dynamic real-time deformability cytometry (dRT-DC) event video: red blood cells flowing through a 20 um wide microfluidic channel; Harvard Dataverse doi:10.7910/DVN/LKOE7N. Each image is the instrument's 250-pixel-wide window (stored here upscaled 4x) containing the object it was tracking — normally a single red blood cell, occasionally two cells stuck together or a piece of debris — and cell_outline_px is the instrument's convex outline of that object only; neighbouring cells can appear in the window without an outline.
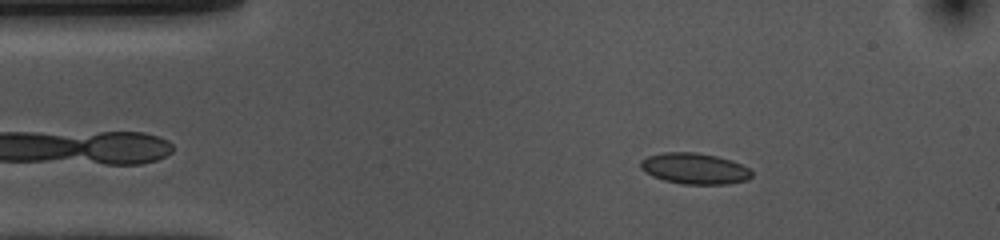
{"species": "common noctule bat (a hibernating species)", "species_latin": "Nyctalus noctula", "temperature_condition": "cold", "stored_images_in_passage": 54, "camera_frame_rate_fps": 3000, "um_per_image_px": 0.085, "animal": {"sex": "female", "body_mass_g": 10.0, "forearm_length_mm": 53.1}, "frame": {"image": 1, "passage_image": 7, "time_ms": 2.0, "image_size_px": [1000, 240], "cell_outline_px": [[752, 176], [748, 180], [728, 184], [684, 184], [664, 180], [652, 176], [644, 172], [640, 168], [640, 160], [648, 156], [664, 152], [696, 152], [716, 156], [740, 164], [748, 168], [752, 172]], "centroid_in_image_um": [59.01, 14.33], "position_along_channel_um": 26.0, "area_um2": 20.06}}
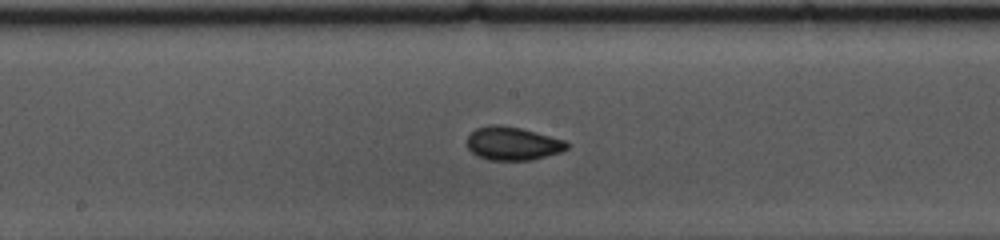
{"frame": {"image": 2, "passage_image": 26, "time_ms": 8.333, "image_size_px": [1000, 240], "cell_outline_px": [[568, 148], [560, 152], [532, 160], [488, 160], [472, 152], [468, 148], [468, 136], [476, 128], [488, 124], [500, 124], [520, 128], [536, 132], [564, 140], [568, 144]], "centroid_in_image_um": [43.57, 12.19], "position_along_channel_um": 204.6, "area_um2": 19.31}}
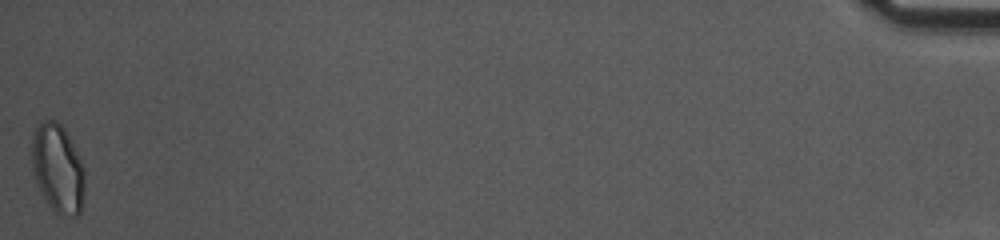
{"frame": {"image": 3, "passage_image": 54, "time_ms": 17.667, "image_size_px": [1000, 240], "cell_outline_px": [[84, 188], [80, 212], [76, 216], [72, 216], [52, 212], [36, 180], [32, 168], [32, 136], [40, 120], [56, 120], [64, 128], [84, 168]], "centroid_in_image_um": [4.9, 14.31], "position_along_channel_um": 430.3, "area_um2": 26.99}, "authors_computed_cell_mechanics": {"area_um2": 19.4208, "velocity_mm_per_s": 3.5313, "shape_relaxation_time_tau1_ms": 7.1442, "shape_relaxation_time_tau2_ms": 7.5507, "deformation_change_tau1": 0.1244, "deformation_change_tau2": 0.0617}}